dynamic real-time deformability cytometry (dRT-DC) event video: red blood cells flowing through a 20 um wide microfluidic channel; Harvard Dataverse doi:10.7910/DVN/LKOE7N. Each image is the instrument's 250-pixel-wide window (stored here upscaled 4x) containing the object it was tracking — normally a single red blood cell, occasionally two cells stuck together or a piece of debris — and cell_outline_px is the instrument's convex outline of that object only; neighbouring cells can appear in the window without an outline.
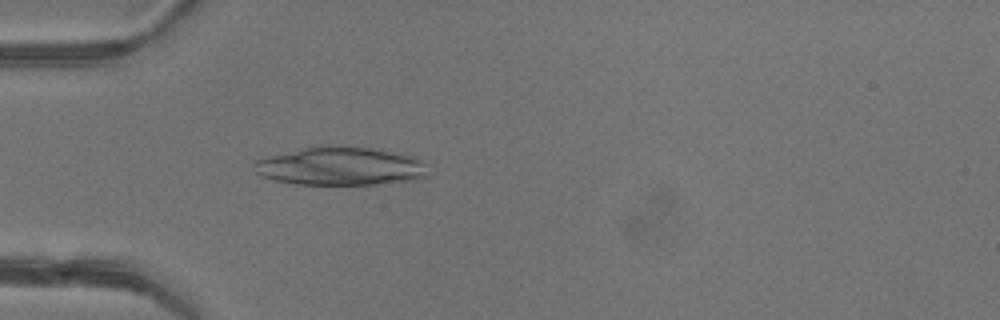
{"species": "common noctule bat (a hibernating species)", "species_latin": "Nyctalus noctula", "temperature_condition": "warm", "stored_images_in_passage": 34, "camera_frame_rate_fps": 3000, "um_per_image_px": 0.085, "animal": {"sex": "female"}, "frame": {"image": 1, "passage_image": 1, "time_ms": 0.0, "image_size_px": [1000, 320], "cell_outline_px": [[428, 176], [412, 180], [376, 184], [296, 184], [276, 180], [264, 176], [256, 172], [252, 164], [256, 160], [268, 156], [320, 144], [368, 148], [416, 156], [428, 164]], "centroid_in_image_um": [28.98, 14.12], "position_along_channel_um": 56.0, "area_um2": 38.96}}
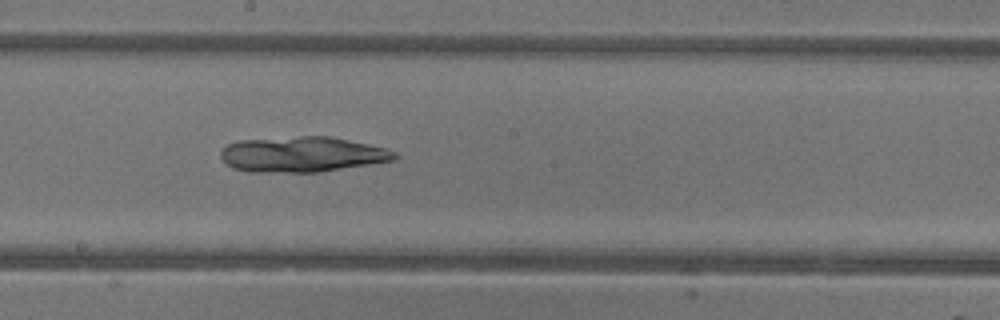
{"frame": {"image": 2, "passage_image": 13, "time_ms": 4.0, "image_size_px": [1000, 320], "cell_outline_px": [[400, 156], [396, 160], [320, 172], [252, 172], [232, 168], [220, 156], [220, 152], [228, 144], [240, 140], [300, 136], [328, 136], [368, 144], [384, 148], [396, 152]], "centroid_in_image_um": [25.71, 13.13], "position_along_channel_um": 222.5, "area_um2": 35.84}}
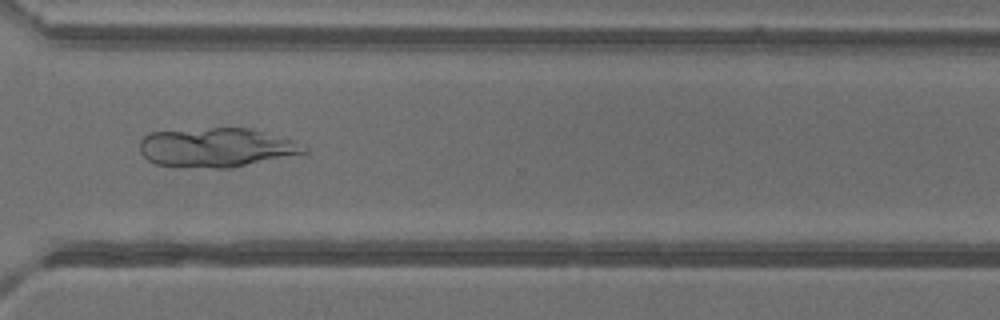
{"frame": {"image": 3, "passage_image": 22, "time_ms": 7.0, "image_size_px": [1000, 320], "cell_outline_px": [[308, 152], [232, 168], [216, 168], [156, 164], [148, 160], [140, 152], [140, 140], [144, 136], [152, 132], [212, 128], [248, 128], [292, 140], [308, 148]], "centroid_in_image_um": [18.39, 12.54], "position_along_channel_um": 352.2, "area_um2": 36.99}}